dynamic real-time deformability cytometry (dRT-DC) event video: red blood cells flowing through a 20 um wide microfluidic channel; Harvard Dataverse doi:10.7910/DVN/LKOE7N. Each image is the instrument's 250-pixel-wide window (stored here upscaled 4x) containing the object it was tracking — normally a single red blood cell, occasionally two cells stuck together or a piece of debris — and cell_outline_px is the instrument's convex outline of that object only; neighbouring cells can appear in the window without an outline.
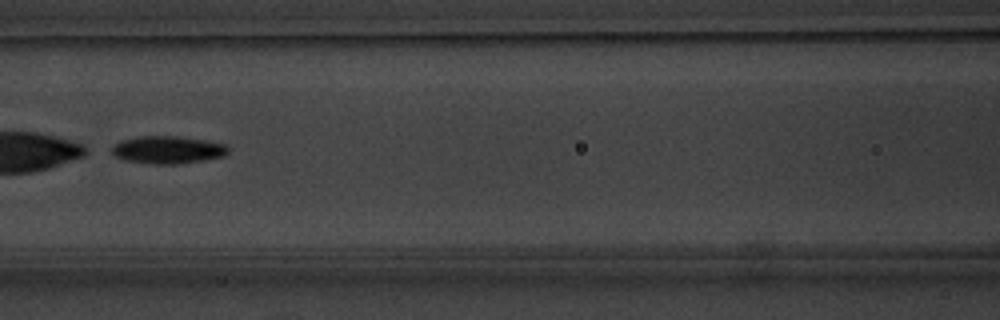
{"species": "common noctule bat (a hibernating species)", "species_latin": "Nyctalus noctula", "temperature_condition": "warm", "stored_images_in_passage": 53, "camera_frame_rate_fps": 3000, "um_per_image_px": 0.085, "animal": {"sex": "male", "body_mass_g": 20.1, "forearm_length_mm": 53.5}, "frame": {"image": 1, "passage_image": 25, "time_ms": 8.0, "image_size_px": [1000, 320], "cell_outline_px": [[228, 152], [224, 156], [204, 160], [176, 164], [156, 164], [128, 160], [116, 156], [112, 152], [112, 144], [120, 140], [140, 136], [180, 136], [228, 144]], "centroid_in_image_um": [14.28, 12.72], "position_along_channel_um": 152.3, "area_um2": 18.67}}